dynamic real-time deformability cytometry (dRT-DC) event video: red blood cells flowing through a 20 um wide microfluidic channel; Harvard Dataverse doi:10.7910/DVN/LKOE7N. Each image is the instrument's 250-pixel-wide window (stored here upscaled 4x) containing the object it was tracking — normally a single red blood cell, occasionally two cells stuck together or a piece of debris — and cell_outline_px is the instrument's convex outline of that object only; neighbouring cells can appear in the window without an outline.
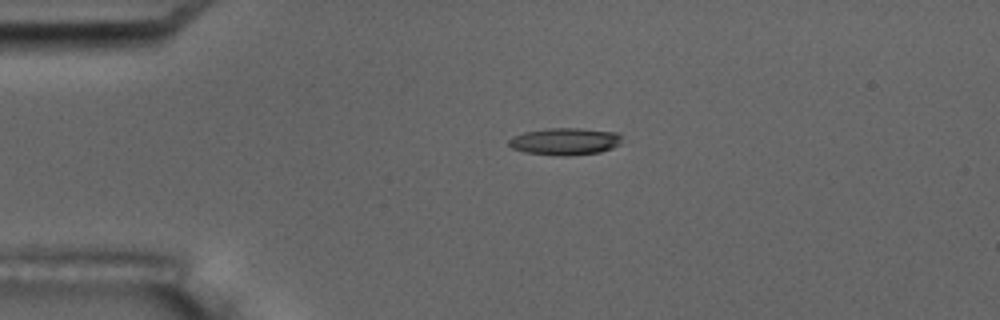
{"species": "common noctule bat (a hibernating species)", "species_latin": "Nyctalus noctula", "temperature_condition": "room temperature", "stored_images_in_passage": 5, "camera_frame_rate_fps": 3000, "um_per_image_px": 0.085, "animal": {"sex": "male", "body_mass_g": 17.5, "forearm_length_mm": 52.3}, "frame": {"image": 1, "passage_image": 4, "time_ms": 3.333, "image_size_px": [1000, 320], "cell_outline_px": [[620, 144], [612, 148], [600, 152], [568, 156], [564, 156], [524, 152], [512, 148], [508, 144], [508, 140], [512, 136], [524, 132], [548, 128], [580, 128], [616, 132], [620, 136]], "centroid_in_image_um": [48.0, 12.02], "position_along_channel_um": 37.0, "area_um2": 17.86}}